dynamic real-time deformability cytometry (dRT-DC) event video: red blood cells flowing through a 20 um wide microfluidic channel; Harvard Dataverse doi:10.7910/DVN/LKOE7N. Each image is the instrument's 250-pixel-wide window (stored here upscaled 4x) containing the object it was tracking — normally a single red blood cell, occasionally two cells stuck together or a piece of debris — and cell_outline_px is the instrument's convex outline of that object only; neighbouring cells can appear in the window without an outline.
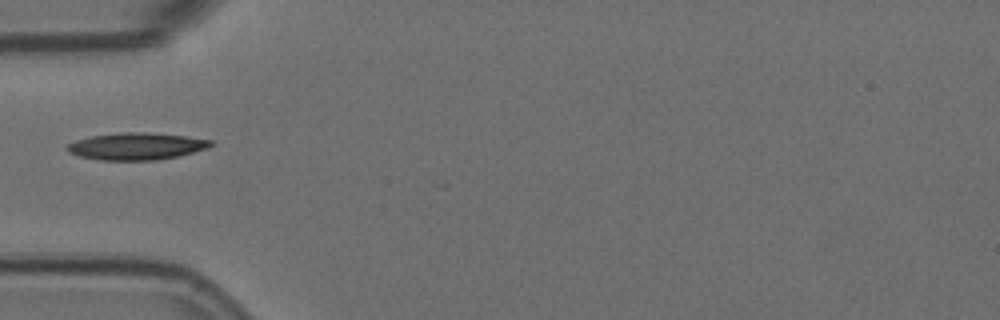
{"species": "Egyptian fruit bat (a non-hibernating species)", "species_latin": "Rousettus aegyptiacus", "temperature_condition": "room temperature", "stored_images_in_passage": 2, "camera_frame_rate_fps": 3000, "um_per_image_px": 0.085, "animal": {"sex": "female"}, "frame": {"image": 1, "passage_image": 2, "time_ms": 0.333, "image_size_px": [1000, 320], "cell_outline_px": [[212, 144], [208, 148], [176, 156], [156, 160], [100, 160], [80, 156], [68, 152], [64, 148], [68, 144], [76, 140], [92, 136], [124, 132], [144, 132], [184, 136], [212, 140]], "centroid_in_image_um": [11.56, 12.43], "position_along_channel_um": 73.4, "area_um2": 22.37}}